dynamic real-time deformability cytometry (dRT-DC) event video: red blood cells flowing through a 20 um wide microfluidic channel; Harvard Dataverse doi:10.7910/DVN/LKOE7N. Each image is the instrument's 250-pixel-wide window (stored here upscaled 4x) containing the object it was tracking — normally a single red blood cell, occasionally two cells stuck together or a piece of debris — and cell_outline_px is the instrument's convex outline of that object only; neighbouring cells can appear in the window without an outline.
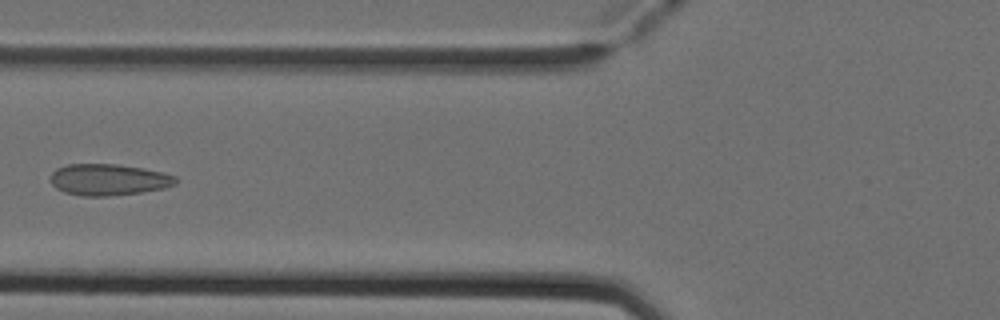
{"species": "Egyptian fruit bat (a non-hibernating species)", "species_latin": "Rousettus aegyptiacus", "temperature_condition": "cold", "stored_images_in_passage": 6, "camera_frame_rate_fps": 3000, "um_per_image_px": 0.085, "animal": {"sex": "female"}, "frame": {"image": 1, "passage_image": 6, "time_ms": 1.667, "image_size_px": [1000, 320], "cell_outline_px": [[176, 184], [164, 188], [140, 192], [108, 196], [80, 196], [64, 192], [56, 188], [52, 184], [52, 172], [56, 168], [68, 164], [116, 164], [144, 168], [164, 172], [176, 176]], "centroid_in_image_um": [9.23, 15.27], "position_along_channel_um": 116.6, "area_um2": 22.95}}